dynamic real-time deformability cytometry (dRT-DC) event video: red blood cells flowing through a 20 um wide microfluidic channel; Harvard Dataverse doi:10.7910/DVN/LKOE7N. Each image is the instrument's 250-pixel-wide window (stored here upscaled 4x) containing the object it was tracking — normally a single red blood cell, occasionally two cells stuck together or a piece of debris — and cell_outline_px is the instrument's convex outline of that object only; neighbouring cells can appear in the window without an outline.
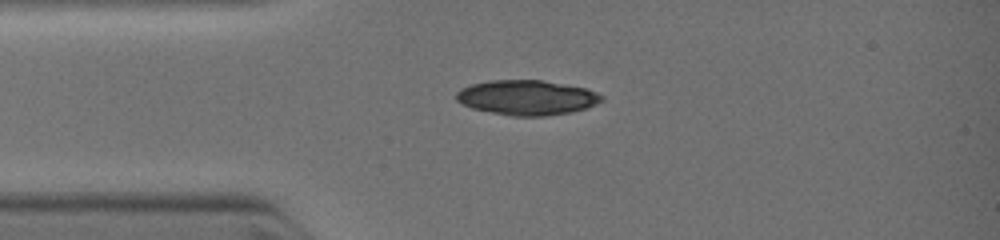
{"species": "common noctule bat (a hibernating species)", "species_latin": "Nyctalus noctula", "temperature_condition": "warm", "stored_images_in_passage": 5, "camera_frame_rate_fps": 3000, "um_per_image_px": 0.085, "animal": {"sex": "female", "body_mass_g": 19.0, "forearm_length_mm": 51.5}, "frame": {"image": 1, "passage_image": 2, "time_ms": 1.0, "image_size_px": [1000, 240], "cell_outline_px": [[604, 100], [584, 108], [568, 112], [544, 116], [516, 116], [492, 112], [472, 108], [456, 100], [456, 92], [460, 88], [472, 84], [488, 80], [544, 80], [584, 88], [596, 92], [604, 96]], "centroid_in_image_um": [44.76, 8.28], "position_along_channel_um": 40.2, "area_um2": 29.25}}
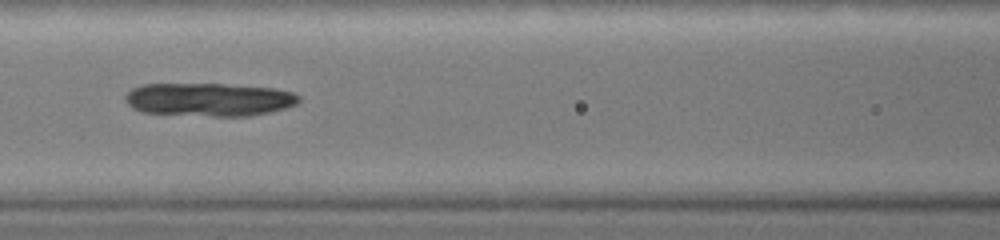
{"frame": {"image": 2, "passage_image": 5, "time_ms": 3.333, "image_size_px": [1000, 240], "cell_outline_px": [[300, 100], [296, 104], [284, 108], [268, 112], [248, 116], [212, 116], [144, 112], [132, 108], [124, 100], [124, 96], [132, 88], [140, 84], [224, 84], [276, 88], [292, 92], [300, 96]], "centroid_in_image_um": [17.75, 8.45], "position_along_channel_um": 148.8, "area_um2": 33.64}}